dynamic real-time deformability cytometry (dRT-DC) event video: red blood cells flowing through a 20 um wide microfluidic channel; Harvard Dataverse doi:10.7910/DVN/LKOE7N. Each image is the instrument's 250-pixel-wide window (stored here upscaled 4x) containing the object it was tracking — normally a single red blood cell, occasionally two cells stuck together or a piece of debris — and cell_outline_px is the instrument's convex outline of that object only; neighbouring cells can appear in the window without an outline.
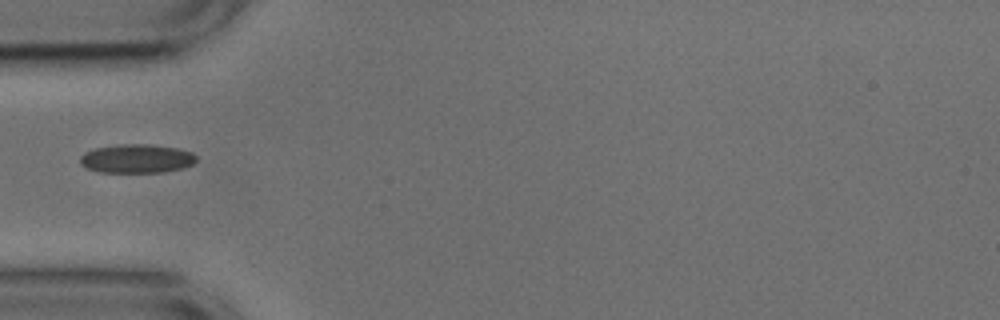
{"species": "common noctule bat (a hibernating species)", "species_latin": "Nyctalus noctula", "temperature_condition": "cold", "stored_images_in_passage": 37, "camera_frame_rate_fps": 3000, "um_per_image_px": 0.085, "animal": {"sex": "male", "body_mass_g": 17.9, "forearm_length_mm": 54.2}, "frame": {"image": 1, "passage_image": 1, "time_ms": 0.0, "image_size_px": [1000, 320], "cell_outline_px": [[196, 160], [192, 164], [180, 168], [164, 172], [100, 172], [88, 168], [80, 164], [80, 156], [84, 152], [96, 148], [116, 144], [148, 144], [176, 148], [192, 152], [196, 156]], "centroid_in_image_um": [11.59, 13.47], "position_along_channel_um": 73.4, "area_um2": 19.42}}
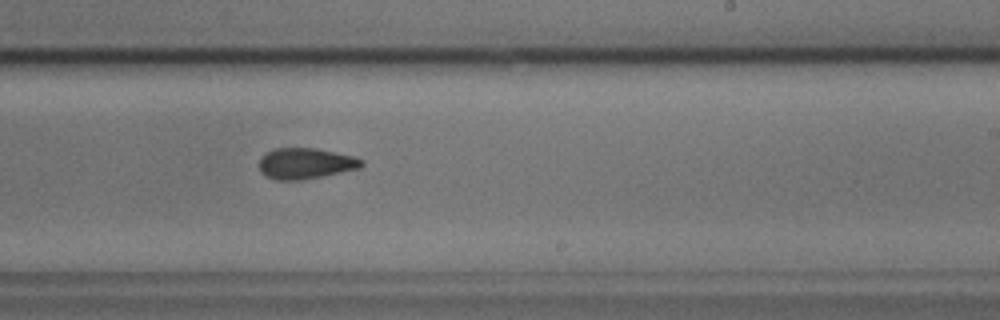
{"frame": {"image": 2, "passage_image": 16, "time_ms": 5.0, "image_size_px": [1000, 320], "cell_outline_px": [[364, 164], [360, 168], [324, 176], [300, 180], [276, 180], [264, 176], [260, 172], [260, 156], [272, 148], [316, 148], [356, 156], [364, 160]], "centroid_in_image_um": [25.97, 13.89], "position_along_channel_um": 263.0, "area_um2": 18.79}}